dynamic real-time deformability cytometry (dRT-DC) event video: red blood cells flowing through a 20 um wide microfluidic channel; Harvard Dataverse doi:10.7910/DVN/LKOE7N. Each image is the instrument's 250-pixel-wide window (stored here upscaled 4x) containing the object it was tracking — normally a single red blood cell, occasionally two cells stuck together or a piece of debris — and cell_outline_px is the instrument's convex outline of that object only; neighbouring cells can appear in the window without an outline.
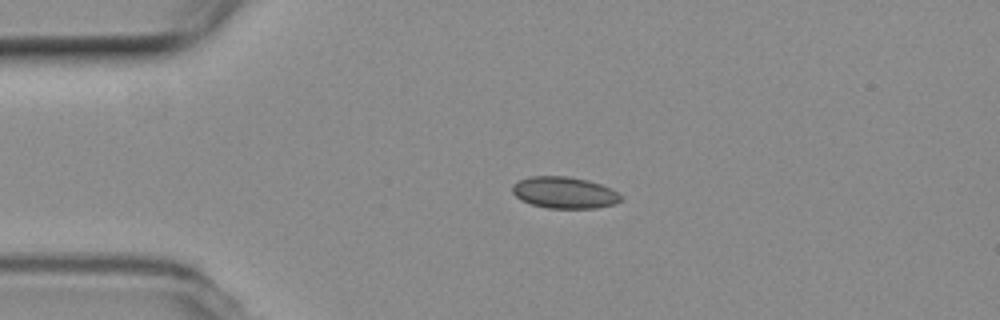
{"species": "common noctule bat (a hibernating species)", "species_latin": "Nyctalus noctula", "temperature_condition": "room temperature", "stored_images_in_passage": 44, "camera_frame_rate_fps": 3000, "um_per_image_px": 0.085, "animal": {"sex": "female", "body_mass_g": 19.3, "forearm_length_mm": 54.1}, "frame": {"image": 1, "passage_image": 1, "time_ms": 0.0, "image_size_px": [1000, 320], "cell_outline_px": [[624, 196], [616, 204], [596, 208], [548, 208], [532, 204], [520, 200], [512, 192], [512, 184], [528, 176], [568, 176], [588, 180], [612, 188]], "centroid_in_image_um": [47.99, 16.37], "position_along_channel_um": 37.0, "area_um2": 20.17}}
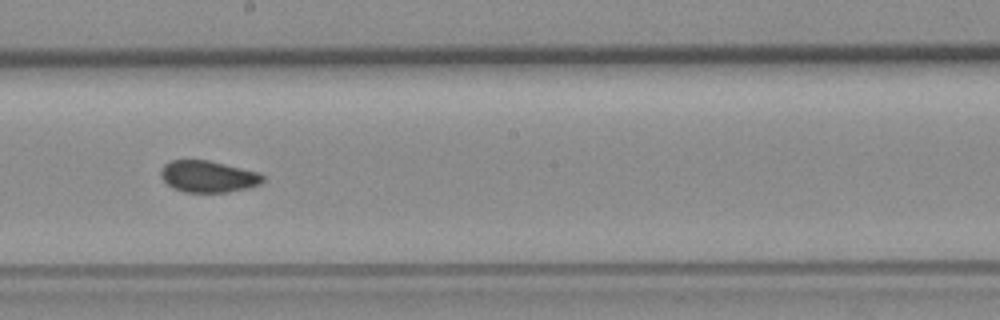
{"frame": {"image": 2, "passage_image": 19, "time_ms": 6.0, "image_size_px": [1000, 320], "cell_outline_px": [[264, 180], [260, 184], [248, 188], [228, 192], [184, 192], [172, 188], [160, 176], [160, 172], [164, 164], [172, 160], [208, 160], [260, 172], [264, 176]], "centroid_in_image_um": [17.7, 15.0], "position_along_channel_um": 230.5, "area_um2": 18.9}}
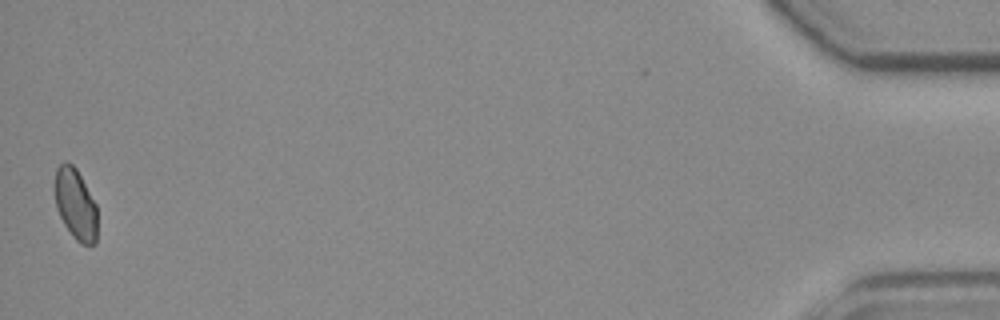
{"frame": {"image": 3, "passage_image": 43, "time_ms": 14.0, "image_size_px": [1000, 320], "cell_outline_px": [[96, 244], [80, 244], [72, 236], [64, 224], [56, 208], [52, 188], [56, 168], [64, 160], [72, 164], [76, 168], [96, 204]], "centroid_in_image_um": [6.37, 17.32], "position_along_channel_um": 428.8, "area_um2": 17.92}, "authors_computed_cell_mechanics": {"area_um2": 18.9295, "velocity_mm_per_s": 3.7565, "shape_relaxation_time_tau1_ms": null, "shape_relaxation_time_tau2_ms": 1.3323, "deformation_change_tau1": null, "deformation_change_tau2": 0.0434}}